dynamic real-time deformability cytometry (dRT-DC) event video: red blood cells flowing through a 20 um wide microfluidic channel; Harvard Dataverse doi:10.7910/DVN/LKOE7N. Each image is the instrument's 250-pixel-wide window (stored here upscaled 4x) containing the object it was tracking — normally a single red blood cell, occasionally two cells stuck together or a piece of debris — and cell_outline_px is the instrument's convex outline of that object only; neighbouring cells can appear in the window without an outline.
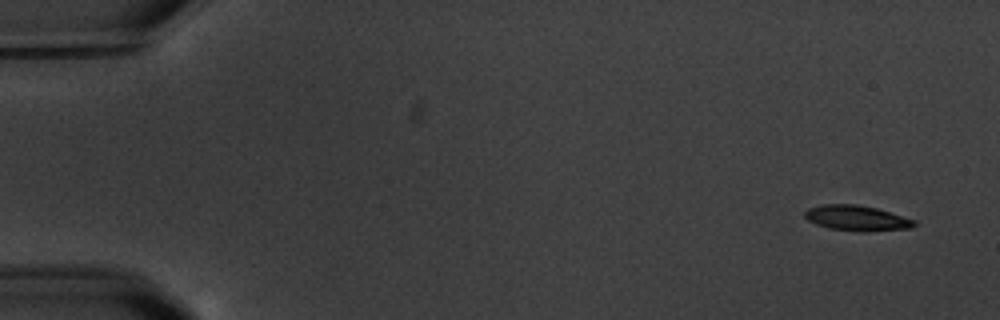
{"species": "common noctule bat (a hibernating species)", "species_latin": "Nyctalus noctula", "temperature_condition": "warm", "stored_images_in_passage": 7, "camera_frame_rate_fps": 3000, "um_per_image_px": 0.085, "animal": {"sex": "male", "body_mass_g": 20.1, "forearm_length_mm": 53.5}, "frame": {"image": 1, "passage_image": 1, "time_ms": 0.0, "image_size_px": [1000, 320], "cell_outline_px": [[916, 224], [912, 228], [828, 228], [816, 224], [808, 220], [804, 216], [804, 212], [808, 208], [824, 204], [856, 204], [876, 208], [916, 220]], "centroid_in_image_um": [72.75, 18.46], "position_along_channel_um": 12.3, "area_um2": 14.97}}
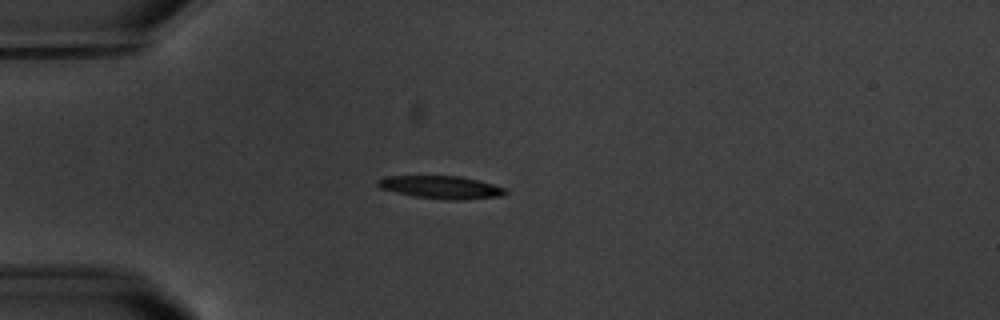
{"frame": {"image": 2, "passage_image": 5, "time_ms": 4.333, "image_size_px": [1000, 320], "cell_outline_px": [[508, 192], [504, 196], [464, 200], [444, 200], [412, 196], [380, 188], [376, 184], [376, 180], [388, 176], [460, 176], [492, 184], [504, 188]], "centroid_in_image_um": [37.5, 15.93], "position_along_channel_um": 47.5, "area_um2": 17.05}}